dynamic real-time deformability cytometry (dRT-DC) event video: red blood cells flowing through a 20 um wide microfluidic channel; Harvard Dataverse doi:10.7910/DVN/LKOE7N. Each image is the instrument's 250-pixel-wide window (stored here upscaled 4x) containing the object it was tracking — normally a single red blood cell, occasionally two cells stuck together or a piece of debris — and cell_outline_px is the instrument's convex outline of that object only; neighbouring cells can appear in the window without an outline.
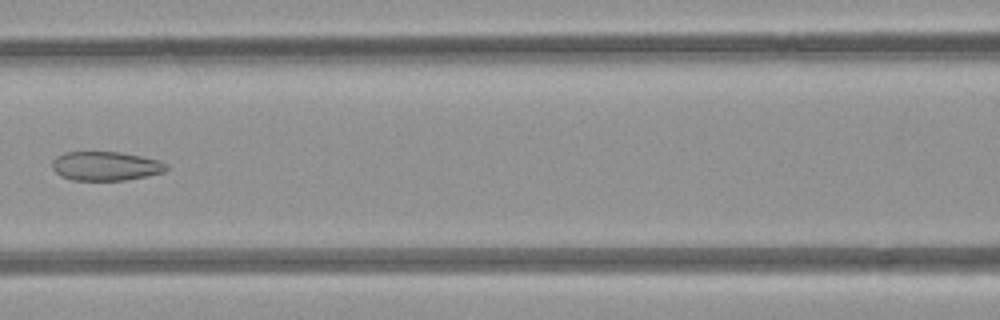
{"species": "common noctule bat (a hibernating species)", "species_latin": "Nyctalus noctula", "temperature_condition": "room temperature", "stored_images_in_passage": 6, "camera_frame_rate_fps": 3000, "um_per_image_px": 0.085, "animal": {"sex": "female", "body_mass_g": 21.9}, "frame": {"image": 1, "passage_image": 5, "time_ms": 4.667, "image_size_px": [1000, 320], "cell_outline_px": [[168, 168], [164, 172], [124, 180], [72, 180], [60, 176], [52, 168], [52, 160], [56, 156], [64, 152], [120, 152], [160, 160], [168, 164]], "centroid_in_image_um": [8.96, 14.11], "position_along_channel_um": 157.6, "area_um2": 19.36}}
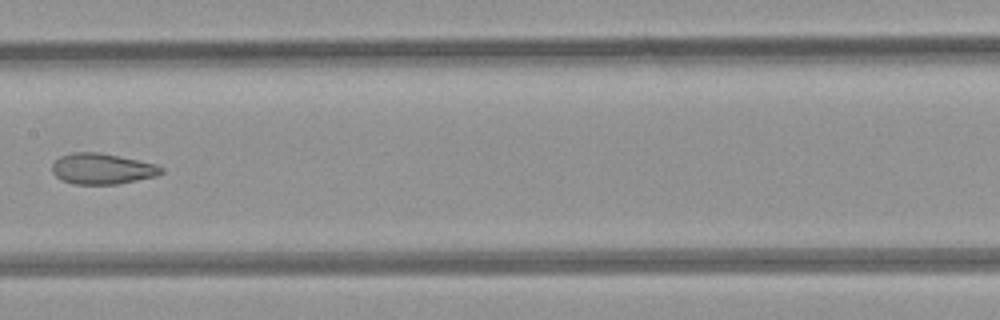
{"frame": {"image": 2, "passage_image": 6, "time_ms": 5.667, "image_size_px": [1000, 320], "cell_outline_px": [[164, 172], [156, 176], [116, 184], [72, 184], [56, 176], [52, 172], [52, 164], [60, 156], [72, 152], [100, 152], [156, 164], [164, 168]], "centroid_in_image_um": [8.68, 14.34], "position_along_channel_um": 198.7, "area_um2": 19.54}}